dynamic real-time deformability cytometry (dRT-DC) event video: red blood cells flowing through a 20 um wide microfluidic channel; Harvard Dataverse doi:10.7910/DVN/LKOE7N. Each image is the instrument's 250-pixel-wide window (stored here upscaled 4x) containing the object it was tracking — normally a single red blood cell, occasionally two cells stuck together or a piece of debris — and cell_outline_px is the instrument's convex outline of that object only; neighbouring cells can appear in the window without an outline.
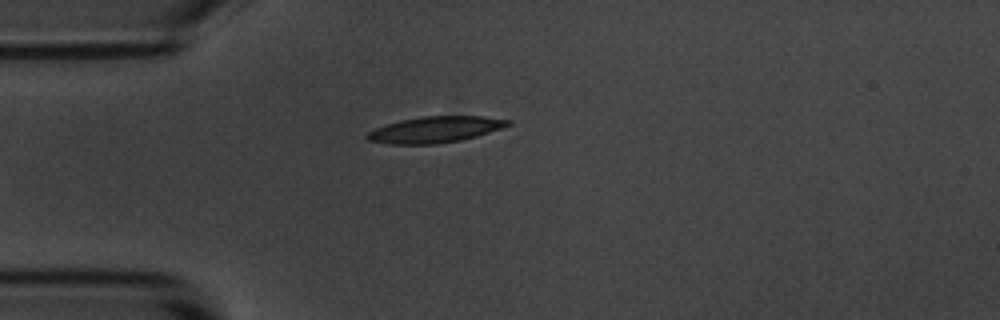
{"species": "common noctule bat (a hibernating species)", "species_latin": "Nyctalus noctula", "temperature_condition": "room temperature", "stored_images_in_passage": 2, "camera_frame_rate_fps": 3000, "um_per_image_px": 0.085, "animal": {"sex": "male", "body_mass_g": 20.1, "forearm_length_mm": 53.5}, "frame": {"image": 1, "passage_image": 1, "time_ms": 0.0, "image_size_px": [1000, 320], "cell_outline_px": [[512, 124], [476, 136], [460, 140], [436, 144], [388, 144], [368, 140], [364, 136], [368, 132], [376, 128], [400, 120], [424, 116], [484, 116], [512, 120]], "centroid_in_image_um": [36.99, 11.01], "position_along_channel_um": 48.0, "area_um2": 21.33}}